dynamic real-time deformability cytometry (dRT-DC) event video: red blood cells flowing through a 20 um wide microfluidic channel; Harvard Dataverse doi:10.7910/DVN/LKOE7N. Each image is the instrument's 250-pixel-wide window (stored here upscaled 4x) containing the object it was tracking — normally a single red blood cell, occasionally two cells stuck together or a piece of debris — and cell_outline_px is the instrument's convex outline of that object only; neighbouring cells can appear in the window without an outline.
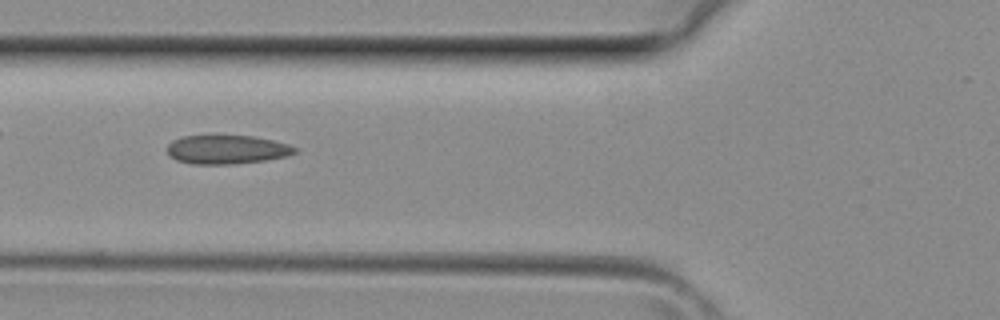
{"species": "common noctule bat (a hibernating species)", "species_latin": "Nyctalus noctula", "temperature_condition": "room temperature", "stored_images_in_passage": 38, "camera_frame_rate_fps": 3000, "um_per_image_px": 0.085, "animal": {"sex": "female", "body_mass_g": 29.2, "forearm_length_mm": 56.3}, "frame": {"image": 1, "passage_image": 14, "time_ms": 4.333, "image_size_px": [1000, 320], "cell_outline_px": [[296, 152], [288, 156], [264, 160], [232, 164], [192, 164], [176, 160], [168, 156], [168, 144], [172, 140], [184, 136], [252, 136], [272, 140], [288, 144], [296, 148]], "centroid_in_image_um": [19.25, 12.72], "position_along_channel_um": 106.5, "area_um2": 21.33}}
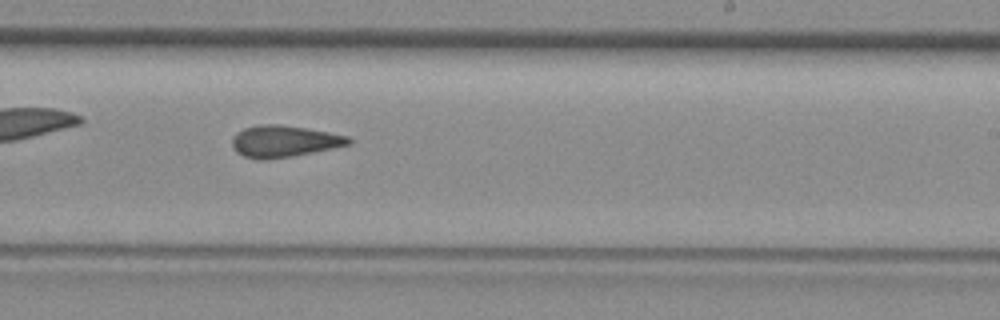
{"frame": {"image": 2, "passage_image": 23, "time_ms": 7.333, "image_size_px": [1000, 320], "cell_outline_px": [[352, 144], [292, 156], [264, 160], [260, 160], [244, 156], [236, 152], [232, 148], [232, 136], [236, 132], [244, 128], [260, 124], [276, 124], [304, 128], [328, 132], [348, 136], [352, 140]], "centroid_in_image_um": [24.1, 12.01], "position_along_channel_um": 264.9, "area_um2": 21.44}}
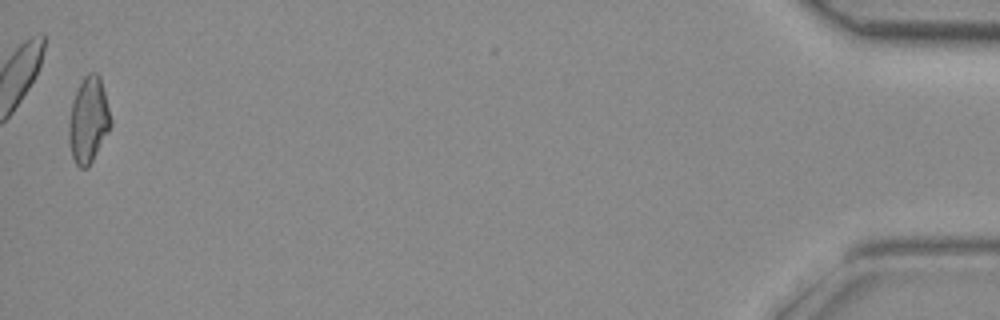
{"frame": {"image": 3, "passage_image": 38, "time_ms": 12.333, "image_size_px": [1000, 320], "cell_outline_px": [[112, 124], [108, 132], [88, 168], [80, 168], [76, 164], [72, 156], [68, 136], [68, 124], [72, 104], [76, 92], [84, 76], [88, 72], [96, 72], [100, 76], [112, 120]], "centroid_in_image_um": [7.52, 10.21], "position_along_channel_um": 427.7, "area_um2": 20.81}}